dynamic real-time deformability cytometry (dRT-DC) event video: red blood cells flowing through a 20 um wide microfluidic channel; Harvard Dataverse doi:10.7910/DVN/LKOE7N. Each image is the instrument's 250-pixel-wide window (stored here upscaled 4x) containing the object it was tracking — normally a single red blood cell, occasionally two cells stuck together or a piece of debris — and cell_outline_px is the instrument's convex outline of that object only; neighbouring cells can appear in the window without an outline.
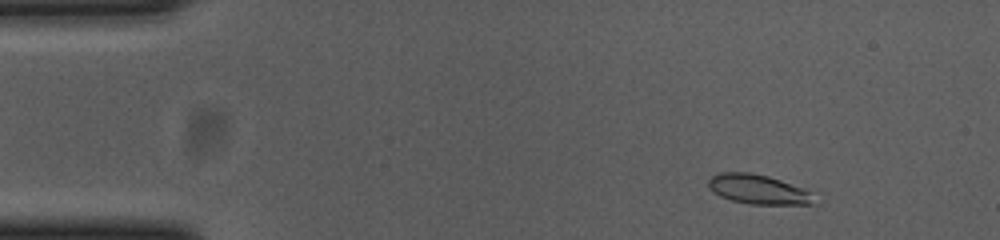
{"species": "common noctule bat (a hibernating species)", "species_latin": "Nyctalus noctula", "temperature_condition": "cold", "stored_images_in_passage": 54, "camera_frame_rate_fps": 3000, "um_per_image_px": 0.085, "animal": {"sex": "female", "body_mass_g": 23.0, "forearm_length_mm": 53.4}, "frame": {"image": 1, "passage_image": 5, "time_ms": 1.333, "image_size_px": [1000, 240], "cell_outline_px": [[820, 204], [752, 204], [732, 200], [720, 196], [708, 188], [708, 180], [712, 176], [720, 172], [748, 172], [768, 176], [780, 180], [800, 188], [808, 192]], "centroid_in_image_um": [64.41, 16.09], "position_along_channel_um": 20.6, "area_um2": 17.92}}
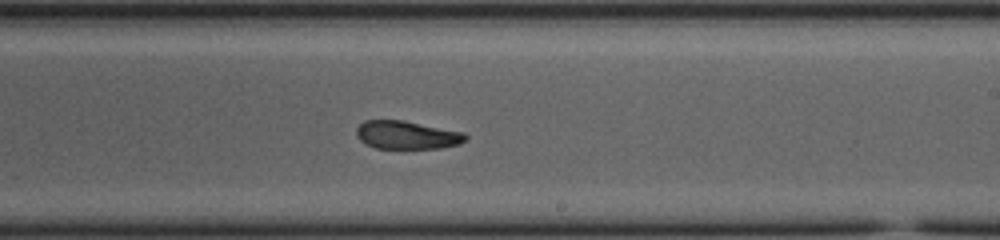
{"frame": {"image": 2, "passage_image": 31, "time_ms": 10.0, "image_size_px": [1000, 240], "cell_outline_px": [[468, 140], [460, 144], [440, 148], [376, 148], [364, 144], [356, 136], [356, 128], [364, 120], [404, 120], [464, 132], [468, 136]], "centroid_in_image_um": [34.59, 11.47], "position_along_channel_um": 254.4, "area_um2": 18.15}}
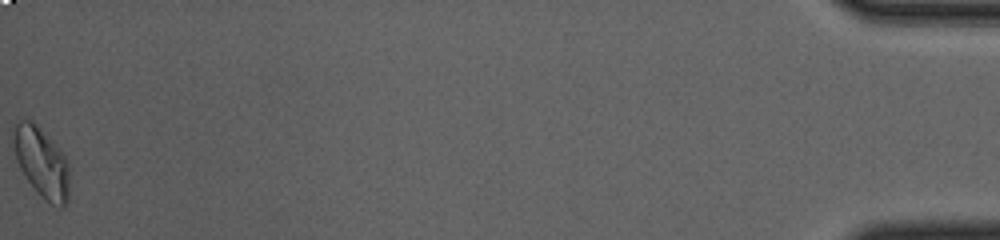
{"frame": {"image": 3, "passage_image": 54, "time_ms": 17.667, "image_size_px": [1000, 240], "cell_outline_px": [[68, 200], [64, 208], [56, 208], [36, 192], [20, 168], [16, 160], [12, 140], [12, 132], [16, 124], [20, 120], [32, 120], [60, 148], [68, 164]], "centroid_in_image_um": [3.53, 13.82], "position_along_channel_um": 431.7, "area_um2": 22.95}, "authors_computed_cell_mechanics": {"area_um2": 18.9006, "velocity_mm_per_s": 3.669, "shape_relaxation_time_tau1_ms": null, "shape_relaxation_time_tau2_ms": 1.9367, "deformation_change_tau1": null, "deformation_change_tau2": 0.0801}}